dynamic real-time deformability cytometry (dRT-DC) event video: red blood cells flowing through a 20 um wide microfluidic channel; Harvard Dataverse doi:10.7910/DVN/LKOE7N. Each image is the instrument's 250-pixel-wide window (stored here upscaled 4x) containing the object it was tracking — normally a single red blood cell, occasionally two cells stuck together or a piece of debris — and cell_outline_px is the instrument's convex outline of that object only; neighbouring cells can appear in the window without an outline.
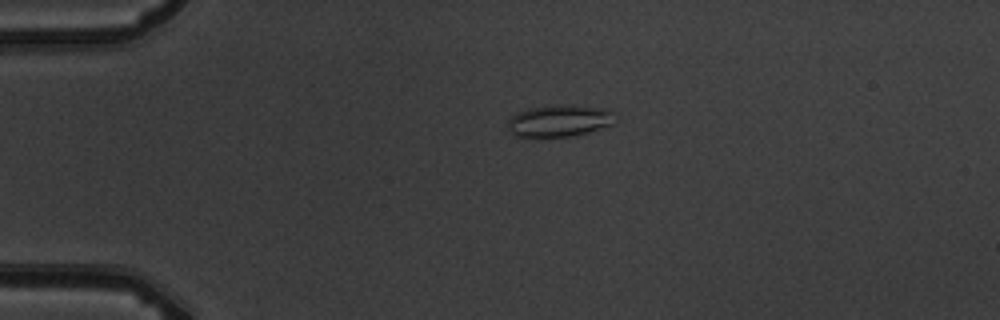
{"species": "common noctule bat (a hibernating species)", "species_latin": "Nyctalus noctula", "temperature_condition": "warm", "stored_images_in_passage": 2, "camera_frame_rate_fps": 3000, "um_per_image_px": 0.085, "animal": {"sex": "male", "body_mass_g": 19.5, "forearm_length_mm": 54.6}, "frame": {"image": 1, "passage_image": 1, "time_ms": 0.0, "image_size_px": [1000, 320], "cell_outline_px": [[616, 112], [612, 124], [588, 132], [572, 136], [516, 136], [508, 132], [508, 120], [516, 112], [528, 108], [552, 104], [564, 104], [604, 108]], "centroid_in_image_um": [47.52, 10.24], "position_along_channel_um": 37.5, "area_um2": 20.06}}